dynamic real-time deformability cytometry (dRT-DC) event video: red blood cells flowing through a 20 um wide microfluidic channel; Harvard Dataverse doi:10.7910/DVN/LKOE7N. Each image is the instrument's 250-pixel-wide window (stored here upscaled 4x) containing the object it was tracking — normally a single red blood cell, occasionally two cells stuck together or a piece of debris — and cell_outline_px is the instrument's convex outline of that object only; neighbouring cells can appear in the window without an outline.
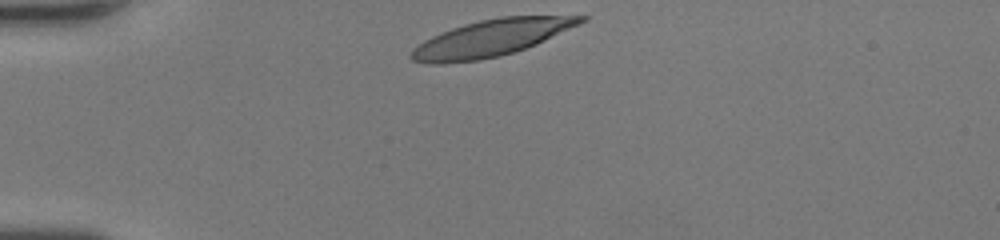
{"species": "human", "species_latin": "Homo sapiens", "temperature_condition": "room temperature", "stored_images_in_passage": 28, "camera_frame_rate_fps": 3000, "um_per_image_px": 0.085, "donor": {"sex": "female"}, "frame": {"image": 1, "passage_image": 1, "time_ms": 0.0, "image_size_px": [1000, 240], "cell_outline_px": [[588, 20], [580, 24], [536, 44], [500, 56], [480, 60], [444, 64], [428, 64], [412, 60], [408, 56], [412, 48], [424, 40], [432, 36], [452, 28], [464, 24], [480, 20], [500, 16], [588, 16]], "centroid_in_image_um": [41.7, 3.24], "position_along_channel_um": 43.3, "area_um2": 36.13}}
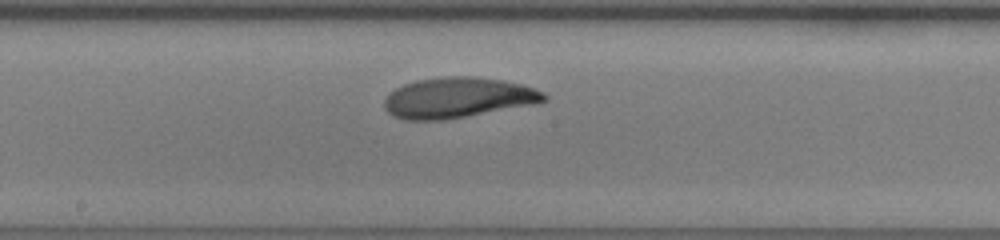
{"frame": {"image": 2, "passage_image": 15, "time_ms": 4.667, "image_size_px": [1000, 240], "cell_outline_px": [[548, 100], [536, 104], [444, 120], [404, 120], [388, 112], [384, 108], [384, 100], [396, 88], [404, 84], [416, 80], [448, 76], [472, 76], [504, 80], [520, 84], [544, 92], [548, 96]], "centroid_in_image_um": [38.95, 8.3], "position_along_channel_um": 209.3, "area_um2": 37.63}}
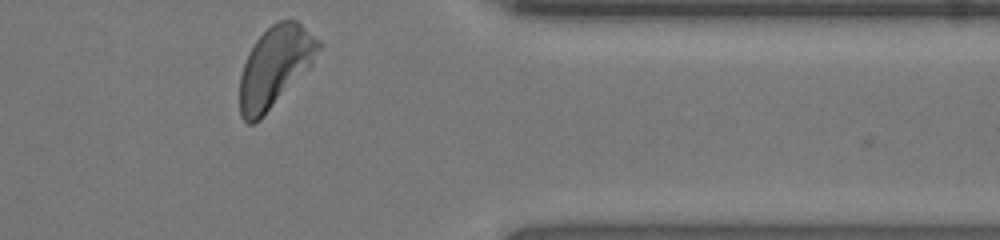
{"frame": {"image": 3, "passage_image": 28, "time_ms": 9.0, "image_size_px": [1000, 240], "cell_outline_px": [[324, 44], [312, 64], [260, 120], [252, 124], [248, 124], [240, 116], [240, 76], [244, 64], [256, 40], [276, 20], [296, 20], [320, 40]], "centroid_in_image_um": [23.39, 5.67], "position_along_channel_um": 388.0, "area_um2": 36.65}, "authors_computed_cell_mechanics": {"area_um2": 36.7319, "velocity_mm_per_s": 4.3837, "shape_relaxation_time_tau1_ms": 3.2303, "shape_relaxation_time_tau2_ms": 2.0222, "deformation_change_tau1": 0.1641, "deformation_change_tau2": 0.0823}}